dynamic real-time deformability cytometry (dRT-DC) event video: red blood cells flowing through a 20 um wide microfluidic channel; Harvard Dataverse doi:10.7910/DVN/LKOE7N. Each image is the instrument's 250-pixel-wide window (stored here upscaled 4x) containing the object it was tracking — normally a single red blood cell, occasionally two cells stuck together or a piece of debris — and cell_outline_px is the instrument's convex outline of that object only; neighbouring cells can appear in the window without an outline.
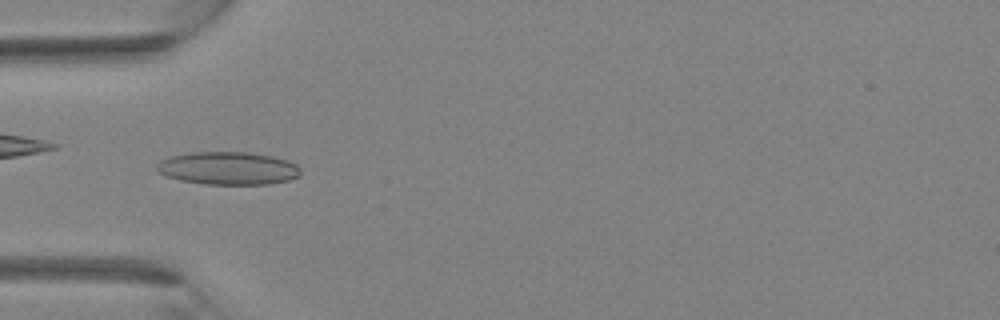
{"species": "Egyptian fruit bat (a non-hibernating species)", "species_latin": "Rousettus aegyptiacus", "temperature_condition": "room temperature", "stored_images_in_passage": 34, "camera_frame_rate_fps": 3000, "um_per_image_px": 0.085, "animal": {"sex": "female"}, "frame": {"image": 1, "passage_image": 9, "time_ms": 2.667, "image_size_px": [1000, 320], "cell_outline_px": [[300, 176], [288, 180], [268, 184], [204, 184], [180, 180], [156, 172], [156, 164], [160, 160], [168, 156], [192, 152], [248, 152], [272, 156], [288, 160], [296, 164], [300, 168]], "centroid_in_image_um": [19.37, 14.29], "position_along_channel_um": 65.6, "area_um2": 27.74}}
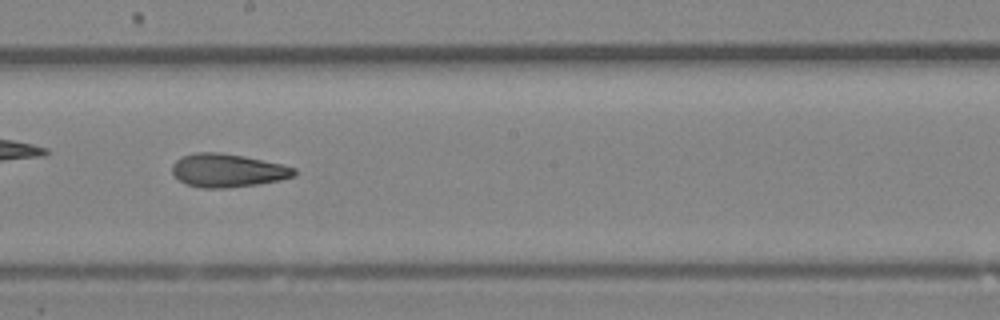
{"frame": {"image": 2, "passage_image": 18, "time_ms": 5.667, "image_size_px": [1000, 320], "cell_outline_px": [[296, 176], [280, 180], [256, 184], [224, 188], [204, 188], [184, 184], [172, 172], [172, 164], [176, 160], [184, 156], [196, 152], [220, 152], [244, 156], [284, 164], [296, 168]], "centroid_in_image_um": [19.37, 14.48], "position_along_channel_um": 228.8, "area_um2": 23.76}}
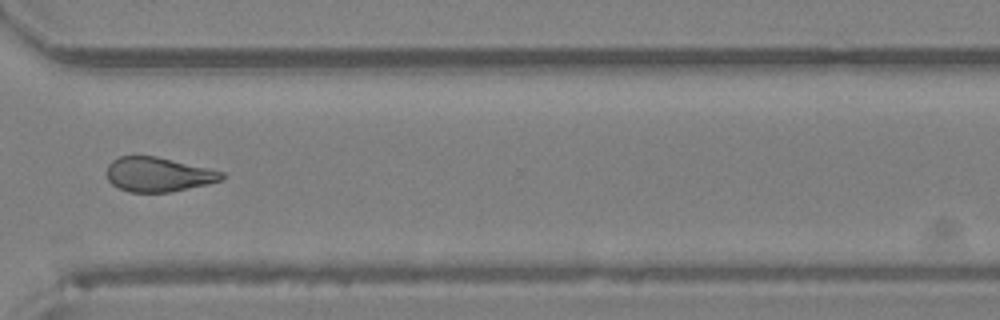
{"frame": {"image": 3, "passage_image": 25, "time_ms": 8.0, "image_size_px": [1000, 320], "cell_outline_px": [[224, 180], [208, 184], [172, 192], [128, 192], [112, 184], [108, 180], [108, 164], [112, 160], [120, 156], [156, 156], [208, 168], [224, 172]], "centroid_in_image_um": [13.47, 14.83], "position_along_channel_um": 357.1, "area_um2": 23.06}}